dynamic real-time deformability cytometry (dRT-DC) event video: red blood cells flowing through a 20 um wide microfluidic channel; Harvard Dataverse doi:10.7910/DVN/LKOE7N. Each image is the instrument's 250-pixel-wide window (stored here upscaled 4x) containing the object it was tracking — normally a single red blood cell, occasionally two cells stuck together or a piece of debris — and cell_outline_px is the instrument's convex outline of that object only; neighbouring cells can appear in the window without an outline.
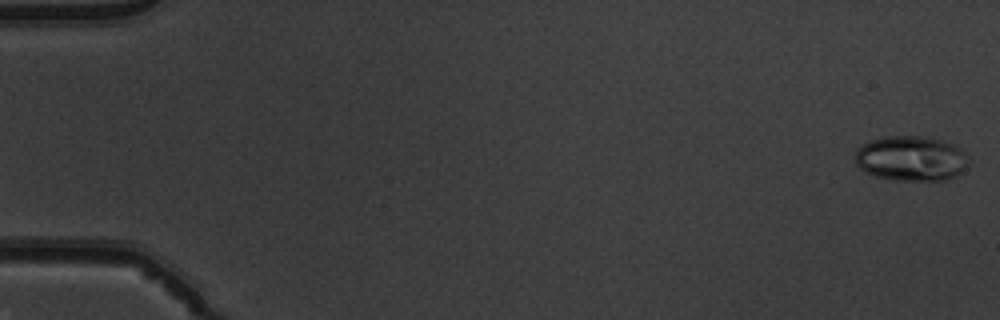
{"species": "common noctule bat (a hibernating species)", "species_latin": "Nyctalus noctula", "temperature_condition": "warm", "stored_images_in_passage": 51, "camera_frame_rate_fps": 3000, "um_per_image_px": 0.085, "animal": {"sex": "male", "body_mass_g": 19.5, "forearm_length_mm": 54.6}, "frame": {"image": 1, "passage_image": 1, "time_ms": 0.0, "image_size_px": [1000, 320], "cell_outline_px": [[968, 168], [956, 176], [948, 180], [892, 180], [872, 176], [864, 172], [856, 164], [856, 148], [872, 140], [884, 136], [920, 136], [940, 140], [952, 144], [960, 148], [964, 152], [968, 164]], "centroid_in_image_um": [77.43, 13.49], "position_along_channel_um": 7.6, "area_um2": 29.94}}
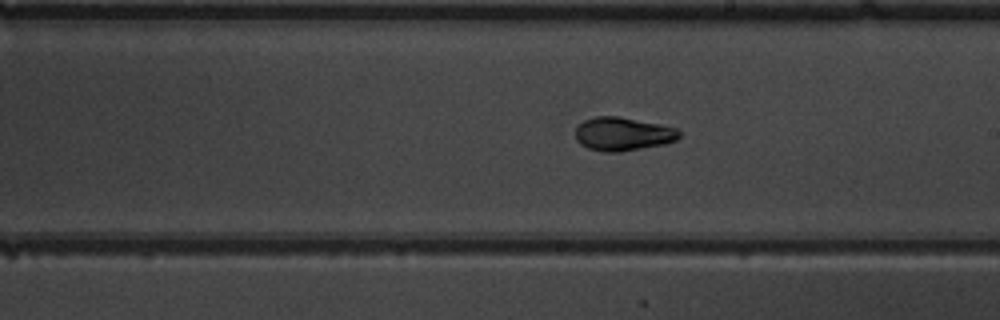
{"frame": {"image": 2, "passage_image": 30, "time_ms": 9.667, "image_size_px": [1000, 320], "cell_outline_px": [[680, 136], [676, 140], [664, 144], [620, 152], [604, 152], [588, 148], [580, 144], [576, 140], [576, 128], [584, 120], [596, 116], [620, 116], [660, 124], [676, 128], [680, 132]], "centroid_in_image_um": [52.94, 11.38], "position_along_channel_um": 236.1, "area_um2": 20.29}}
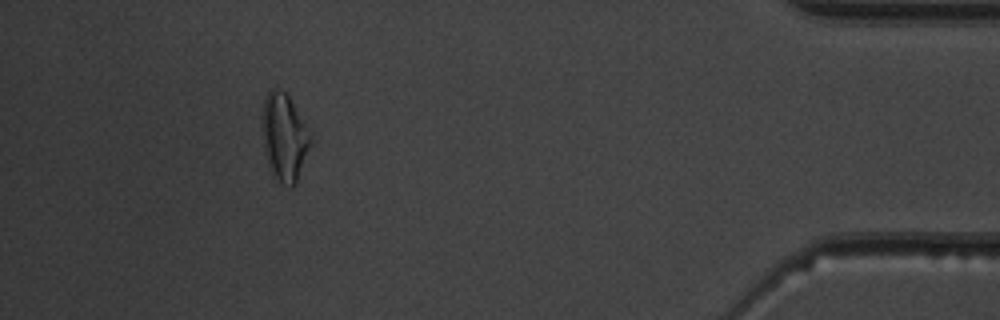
{"frame": {"image": 3, "passage_image": 47, "time_ms": 15.333, "image_size_px": [1000, 320], "cell_outline_px": [[312, 140], [296, 184], [292, 188], [288, 188], [280, 184], [272, 176], [268, 168], [264, 148], [260, 116], [264, 96], [268, 88], [280, 88], [288, 96]], "centroid_in_image_um": [24.09, 11.7], "position_along_channel_um": 411.1, "area_um2": 24.91}, "authors_computed_cell_mechanics": {"area_um2": 21.2704, "velocity_mm_per_s": 4.0147, "shape_relaxation_time_tau1_ms": 4.5692, "shape_relaxation_time_tau2_ms": 1.288, "deformation_change_tau1": 0.1936, "deformation_change_tau2": 0.0652}}